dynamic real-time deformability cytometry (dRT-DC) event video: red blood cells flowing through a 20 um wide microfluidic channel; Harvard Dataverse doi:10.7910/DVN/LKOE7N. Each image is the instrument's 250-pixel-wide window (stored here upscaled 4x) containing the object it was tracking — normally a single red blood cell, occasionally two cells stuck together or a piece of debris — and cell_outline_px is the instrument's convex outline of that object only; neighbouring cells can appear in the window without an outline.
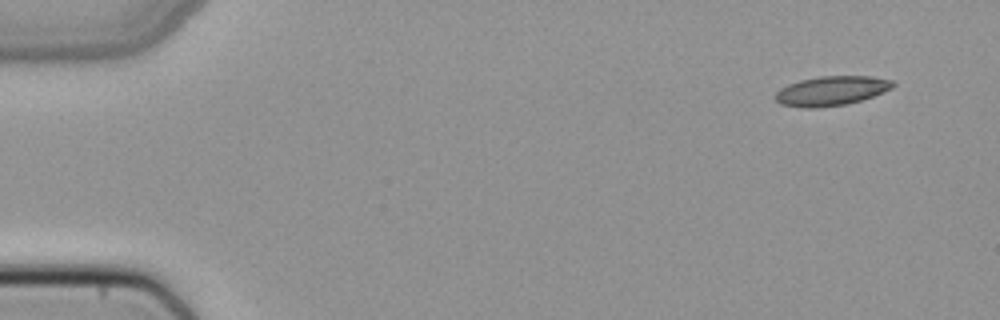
{"species": "common noctule bat (a hibernating species)", "species_latin": "Nyctalus noctula", "temperature_condition": "cold", "stored_images_in_passage": 47, "camera_frame_rate_fps": 3000, "um_per_image_px": 0.085, "animal": {"sex": "female", "body_mass_g": 22.7, "forearm_length_mm": 54.2}, "frame": {"image": 1, "passage_image": 1, "time_ms": 0.0, "image_size_px": [1000, 320], "cell_outline_px": [[896, 84], [892, 88], [872, 96], [848, 104], [816, 108], [804, 108], [780, 104], [776, 100], [776, 92], [780, 88], [788, 84], [800, 80], [820, 76], [872, 76], [892, 80]], "centroid_in_image_um": [70.66, 7.72], "position_along_channel_um": 14.3, "area_um2": 20.17}}
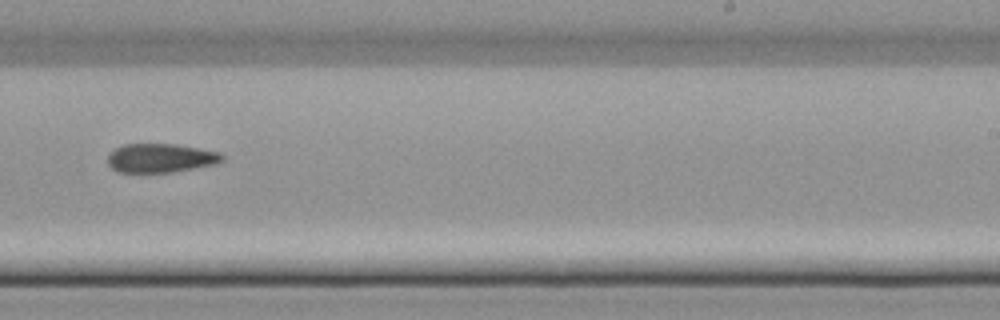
{"frame": {"image": 2, "passage_image": 29, "time_ms": 9.333, "image_size_px": [1000, 320], "cell_outline_px": [[224, 160], [216, 164], [196, 168], [172, 172], [140, 176], [116, 172], [108, 164], [108, 156], [116, 148], [124, 144], [176, 144], [200, 148], [220, 152], [224, 156]], "centroid_in_image_um": [13.63, 13.49], "position_along_channel_um": 275.4, "area_um2": 20.17}}
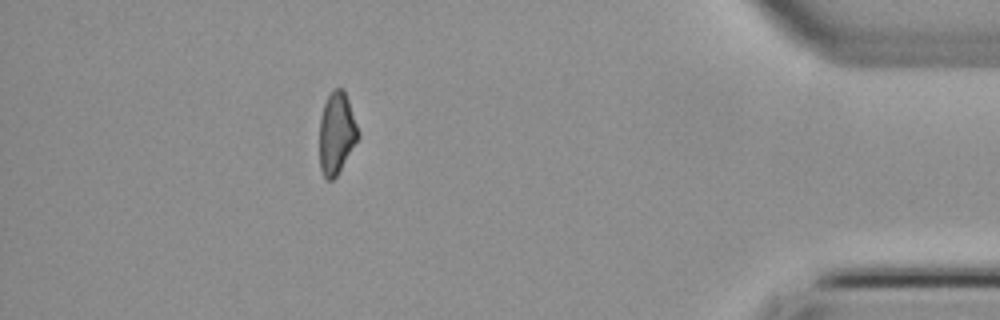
{"frame": {"image": 3, "passage_image": 42, "time_ms": 13.667, "image_size_px": [1000, 320], "cell_outline_px": [[360, 136], [336, 176], [332, 180], [328, 180], [324, 176], [320, 168], [320, 116], [324, 104], [328, 96], [336, 88], [344, 88], [360, 132]], "centroid_in_image_um": [28.62, 11.3], "position_along_channel_um": 406.6, "area_um2": 18.32}}